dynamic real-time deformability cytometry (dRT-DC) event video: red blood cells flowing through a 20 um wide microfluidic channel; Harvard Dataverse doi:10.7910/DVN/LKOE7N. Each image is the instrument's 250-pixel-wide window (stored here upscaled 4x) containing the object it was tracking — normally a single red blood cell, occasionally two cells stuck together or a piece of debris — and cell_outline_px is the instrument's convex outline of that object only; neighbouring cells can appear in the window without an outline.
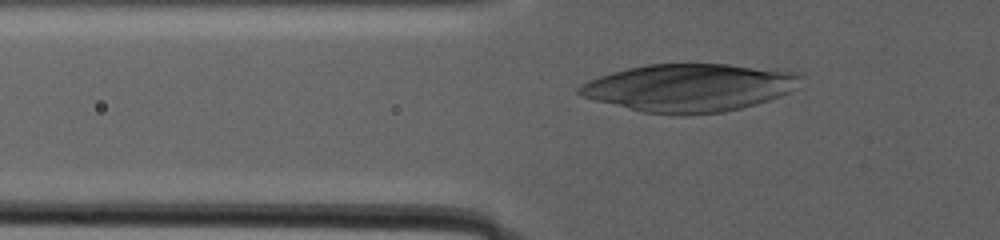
{"species": "human", "species_latin": "Homo sapiens", "temperature_condition": "warm", "stored_images_in_passage": 16, "camera_frame_rate_fps": 3000, "um_per_image_px": 0.085, "donor": {"sex": "male"}, "frame": {"image": 1, "passage_image": 14, "time_ms": 13.333, "image_size_px": [1000, 240], "cell_outline_px": [[800, 76], [788, 92], [780, 96], [756, 104], [724, 112], [644, 112], [580, 96], [576, 92], [576, 88], [580, 84], [588, 80], [612, 72], [628, 68], [648, 64], [728, 64], [800, 72]], "centroid_in_image_um": [58.54, 7.41], "position_along_channel_um": 67.3, "area_um2": 60.17}}